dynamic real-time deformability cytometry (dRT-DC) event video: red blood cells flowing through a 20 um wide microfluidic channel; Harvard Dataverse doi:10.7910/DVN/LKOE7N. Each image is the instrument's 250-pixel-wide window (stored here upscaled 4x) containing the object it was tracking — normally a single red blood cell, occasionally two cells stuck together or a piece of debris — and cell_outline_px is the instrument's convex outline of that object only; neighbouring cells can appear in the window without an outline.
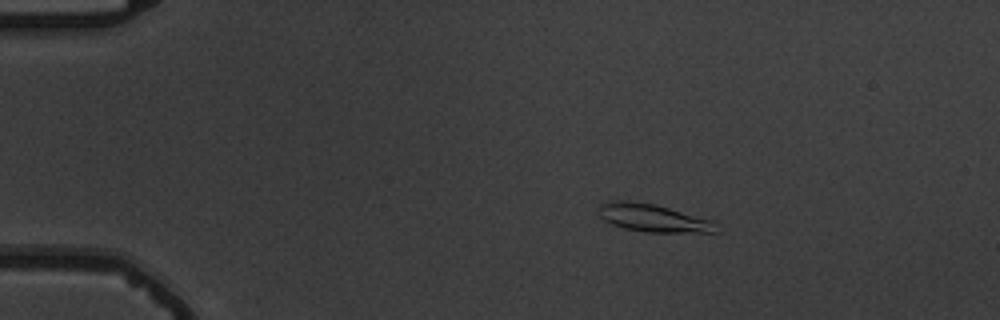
{"species": "common noctule bat (a hibernating species)", "species_latin": "Nyctalus noctula", "temperature_condition": "warm", "stored_images_in_passage": 6, "camera_frame_rate_fps": 3000, "um_per_image_px": 0.085, "animal": {"sex": "male", "body_mass_g": 19.5, "forearm_length_mm": 54.6}, "frame": {"image": 1, "passage_image": 3, "time_ms": 2.333, "image_size_px": [1000, 320], "cell_outline_px": [[720, 232], [644, 232], [624, 228], [612, 224], [604, 220], [600, 216], [600, 204], [608, 200], [628, 200], [656, 204], [712, 220]], "centroid_in_image_um": [55.5, 18.52], "position_along_channel_um": 29.5, "area_um2": 19.07}}